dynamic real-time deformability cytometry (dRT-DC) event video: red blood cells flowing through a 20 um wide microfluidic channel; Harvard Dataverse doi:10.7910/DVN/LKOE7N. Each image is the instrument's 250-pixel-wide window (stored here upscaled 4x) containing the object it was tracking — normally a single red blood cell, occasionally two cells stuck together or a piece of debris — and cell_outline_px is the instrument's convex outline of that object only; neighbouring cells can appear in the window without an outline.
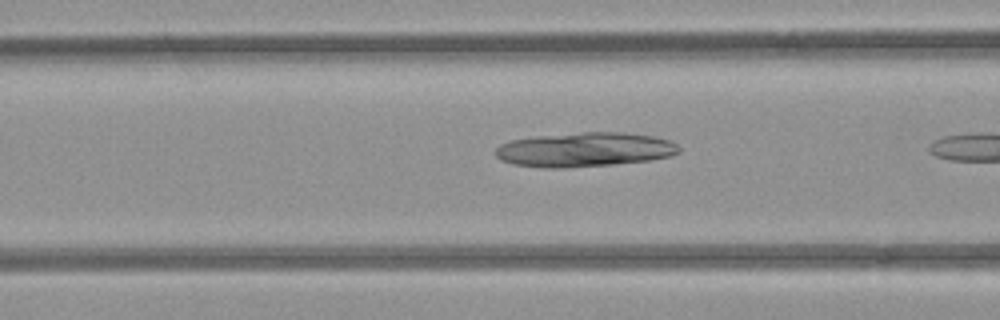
{"species": "common noctule bat (a hibernating species)", "species_latin": "Nyctalus noctula", "temperature_condition": "room temperature", "stored_images_in_passage": 14, "camera_frame_rate_fps": 3000, "um_per_image_px": 0.085, "animal": {"sex": "female", "body_mass_g": 21.9}, "frame": {"image": 1, "passage_image": 5, "time_ms": 1.333, "image_size_px": [1000, 320], "cell_outline_px": [[680, 152], [672, 156], [652, 160], [612, 164], [568, 168], [540, 168], [512, 164], [500, 160], [496, 156], [496, 148], [500, 144], [512, 140], [536, 136], [584, 132], [620, 132], [652, 136], [668, 140], [676, 144], [680, 148]], "centroid_in_image_um": [49.68, 12.73], "position_along_channel_um": 116.9, "area_um2": 36.88}}
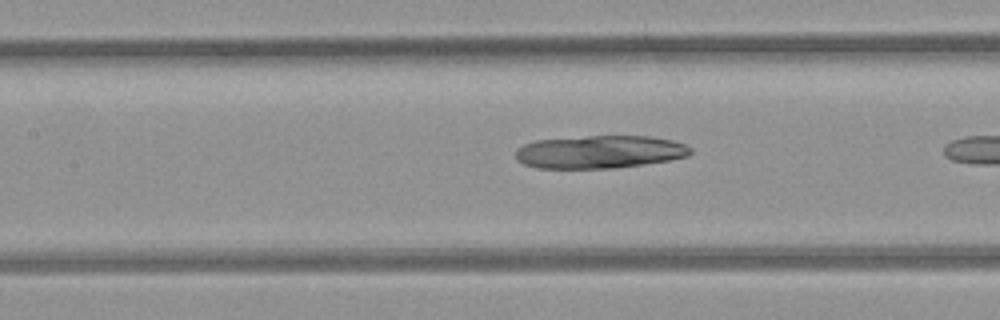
{"frame": {"image": 2, "passage_image": 8, "time_ms": 2.333, "image_size_px": [1000, 320], "cell_outline_px": [[692, 152], [688, 156], [668, 160], [644, 164], [612, 168], [536, 168], [524, 164], [516, 160], [516, 148], [524, 144], [536, 140], [588, 136], [652, 136], [672, 140], [684, 144], [692, 148]], "centroid_in_image_um": [50.96, 12.91], "position_along_channel_um": 156.4, "area_um2": 33.58}}
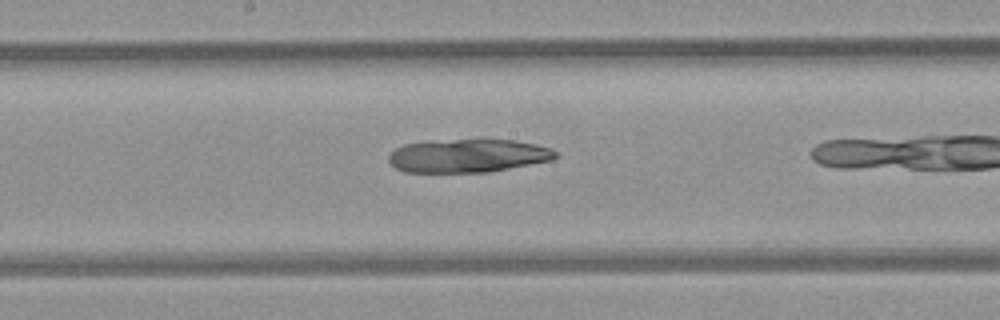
{"frame": {"image": 3, "passage_image": 12, "time_ms": 3.667, "image_size_px": [1000, 320], "cell_outline_px": [[556, 156], [552, 160], [488, 172], [404, 172], [396, 168], [388, 160], [388, 156], [396, 148], [404, 144], [432, 140], [512, 140], [536, 144], [552, 148], [556, 152]], "centroid_in_image_um": [39.75, 13.23], "position_along_channel_um": 208.4, "area_um2": 32.31}}